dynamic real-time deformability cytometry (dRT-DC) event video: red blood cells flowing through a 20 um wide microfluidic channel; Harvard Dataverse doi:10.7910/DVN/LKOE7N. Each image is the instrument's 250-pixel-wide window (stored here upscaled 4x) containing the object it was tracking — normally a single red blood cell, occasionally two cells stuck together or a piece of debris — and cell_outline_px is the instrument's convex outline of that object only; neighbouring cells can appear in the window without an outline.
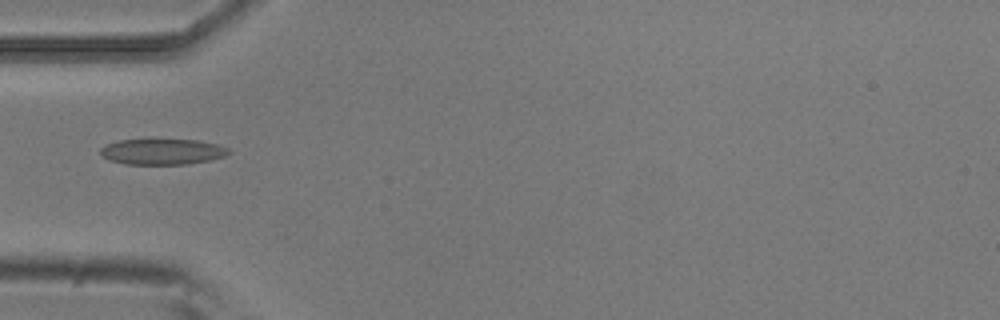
{"species": "common noctule bat (a hibernating species)", "species_latin": "Nyctalus noctula", "temperature_condition": "room temperature", "stored_images_in_passage": 2, "camera_frame_rate_fps": 3000, "um_per_image_px": 0.085, "animal": {"sex": "male", "body_mass_g": 20.5, "forearm_length_mm": 52.5}, "frame": {"image": 1, "passage_image": 2, "time_ms": 0.333, "image_size_px": [1000, 320], "cell_outline_px": [[232, 152], [224, 156], [208, 160], [188, 164], [124, 164], [100, 156], [100, 148], [104, 144], [120, 140], [196, 140], [216, 144], [228, 148]], "centroid_in_image_um": [13.77, 12.89], "position_along_channel_um": 71.2, "area_um2": 19.13}}